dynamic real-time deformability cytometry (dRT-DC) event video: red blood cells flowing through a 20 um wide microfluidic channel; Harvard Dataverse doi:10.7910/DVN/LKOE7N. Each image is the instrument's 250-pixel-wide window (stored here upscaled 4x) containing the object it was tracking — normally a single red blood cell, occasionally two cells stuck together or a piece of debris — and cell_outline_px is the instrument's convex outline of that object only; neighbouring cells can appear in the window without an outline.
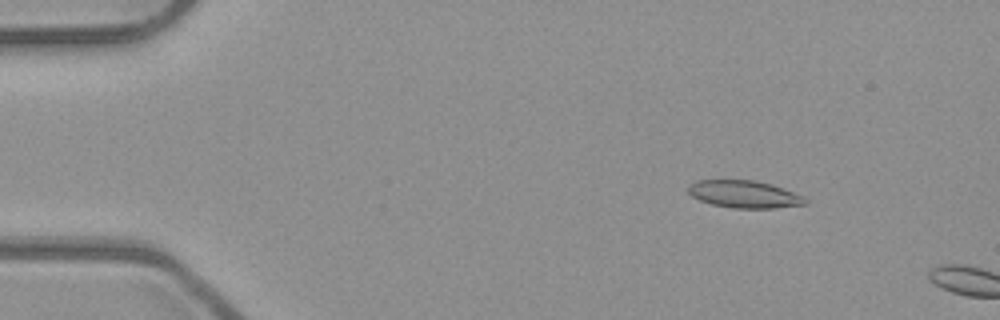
{"species": "common noctule bat (a hibernating species)", "species_latin": "Nyctalus noctula", "temperature_condition": "room temperature", "stored_images_in_passage": 5, "camera_frame_rate_fps": 3000, "um_per_image_px": 0.085, "animal": {"sex": "male", "body_mass_g": 23.1, "forearm_length_mm": 52.7}, "frame": {"image": 1, "passage_image": 3, "time_ms": 0.667, "image_size_px": [1000, 320], "cell_outline_px": [[808, 204], [776, 208], [732, 208], [712, 204], [700, 200], [692, 196], [688, 192], [688, 184], [696, 180], [756, 180], [772, 184], [784, 188], [804, 196], [808, 200]], "centroid_in_image_um": [63.29, 16.5], "position_along_channel_um": 21.7, "area_um2": 18.9}}